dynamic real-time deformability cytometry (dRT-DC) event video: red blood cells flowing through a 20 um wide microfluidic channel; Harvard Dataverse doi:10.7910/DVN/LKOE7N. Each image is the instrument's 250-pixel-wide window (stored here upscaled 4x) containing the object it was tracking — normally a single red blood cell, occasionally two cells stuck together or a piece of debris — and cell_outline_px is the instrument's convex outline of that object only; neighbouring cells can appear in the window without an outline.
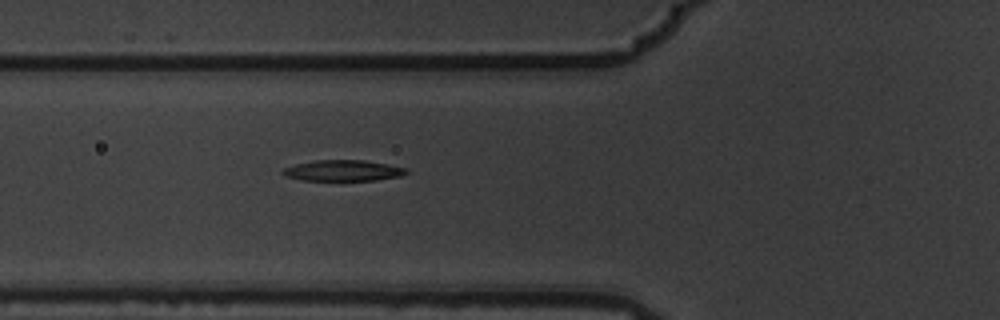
{"species": "common noctule bat (a hibernating species)", "species_latin": "Nyctalus noctula", "temperature_condition": "warm", "stored_images_in_passage": 2, "camera_frame_rate_fps": 3000, "um_per_image_px": 0.085, "animal": {"sex": "male", "body_mass_g": 19.5, "forearm_length_mm": 54.6}, "frame": {"image": 1, "passage_image": 2, "time_ms": 0.333, "image_size_px": [1000, 320], "cell_outline_px": [[408, 172], [400, 176], [376, 180], [300, 180], [284, 176], [280, 172], [284, 168], [296, 164], [312, 160], [364, 160], [388, 164], [408, 168]], "centroid_in_image_um": [29.14, 14.49], "position_along_channel_um": 96.7, "area_um2": 15.14}}